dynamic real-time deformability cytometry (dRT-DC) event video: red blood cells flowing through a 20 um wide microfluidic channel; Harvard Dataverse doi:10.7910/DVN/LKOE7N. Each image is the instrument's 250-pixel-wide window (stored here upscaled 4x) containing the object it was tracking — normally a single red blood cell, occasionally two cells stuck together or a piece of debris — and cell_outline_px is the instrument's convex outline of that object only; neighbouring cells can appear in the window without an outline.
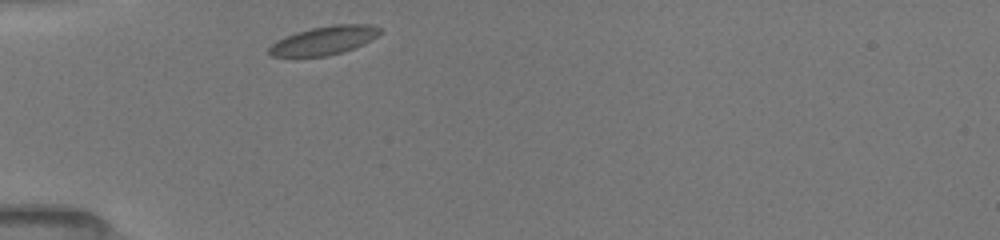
{"species": "common noctule bat (a hibernating species)", "species_latin": "Nyctalus noctula", "temperature_condition": "room temperature", "stored_images_in_passage": 21, "camera_frame_rate_fps": 3000, "um_per_image_px": 0.085, "animal": {"sex": "female", "body_mass_g": 19.5, "forearm_length_mm": 54.1}, "frame": {"image": 1, "passage_image": 1, "time_ms": 0.0, "image_size_px": [1000, 240], "cell_outline_px": [[384, 32], [372, 40], [364, 44], [328, 56], [272, 56], [268, 52], [268, 48], [276, 40], [284, 36], [296, 32], [312, 28], [332, 24], [368, 24], [384, 28]], "centroid_in_image_um": [27.6, 3.41], "position_along_channel_um": 57.4, "area_um2": 18.61}}
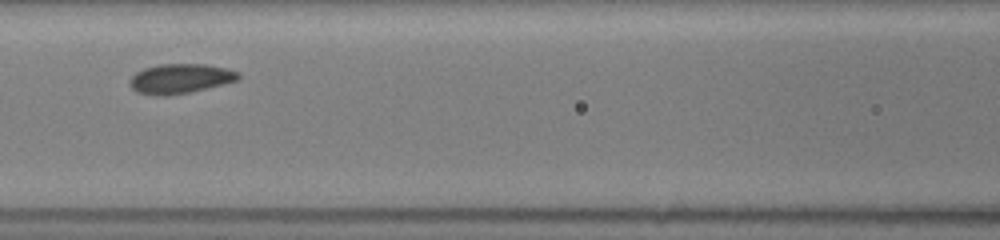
{"frame": {"image": 2, "passage_image": 15, "time_ms": 2.667, "image_size_px": [1000, 240], "cell_outline_px": [[240, 76], [236, 80], [192, 92], [164, 96], [156, 96], [136, 92], [128, 84], [128, 80], [136, 72], [144, 68], [160, 64], [204, 64], [228, 68], [240, 72]], "centroid_in_image_um": [15.28, 6.68], "position_along_channel_um": 151.3, "area_um2": 18.9}}
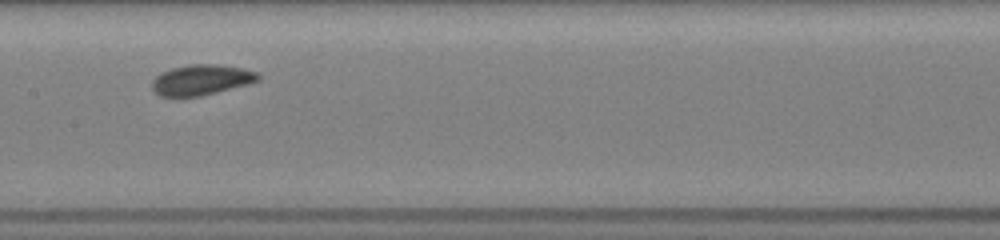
{"frame": {"image": 3, "passage_image": 20, "time_ms": 3.667, "image_size_px": [1000, 240], "cell_outline_px": [[260, 80], [248, 84], [200, 96], [160, 96], [152, 88], [152, 80], [160, 72], [172, 68], [188, 64], [216, 64], [244, 68], [260, 72]], "centroid_in_image_um": [17.14, 6.77], "position_along_channel_um": 190.3, "area_um2": 18.9}}